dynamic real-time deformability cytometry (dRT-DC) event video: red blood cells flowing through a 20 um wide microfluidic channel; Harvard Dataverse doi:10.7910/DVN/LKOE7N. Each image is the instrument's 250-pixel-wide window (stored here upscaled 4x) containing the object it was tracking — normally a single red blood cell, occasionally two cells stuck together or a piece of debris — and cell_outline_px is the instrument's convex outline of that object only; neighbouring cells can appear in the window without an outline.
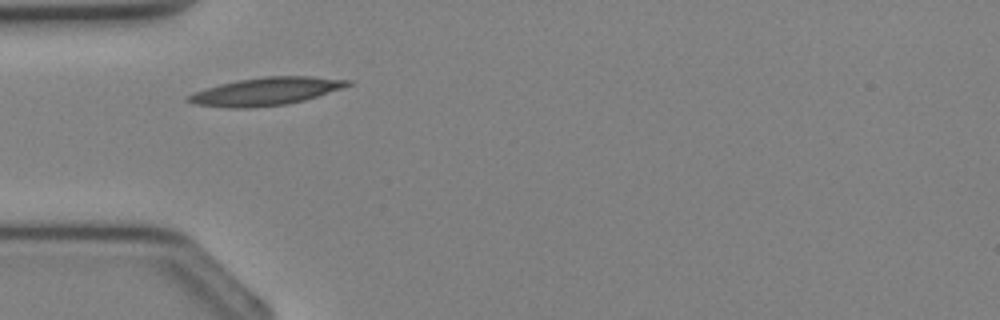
{"species": "Egyptian fruit bat (a non-hibernating species)", "species_latin": "Rousettus aegyptiacus", "temperature_condition": "cold", "stored_images_in_passage": 22, "camera_frame_rate_fps": 3000, "um_per_image_px": 0.085, "animal": {"sex": "female"}, "frame": {"image": 1, "passage_image": 1, "time_ms": 0.0, "image_size_px": [1000, 320], "cell_outline_px": [[352, 84], [344, 88], [304, 100], [288, 104], [248, 108], [228, 108], [196, 104], [184, 100], [184, 96], [220, 84], [240, 80], [264, 76], [312, 76], [352, 80]], "centroid_in_image_um": [22.63, 7.77], "position_along_channel_um": 62.4, "area_um2": 25.84}}
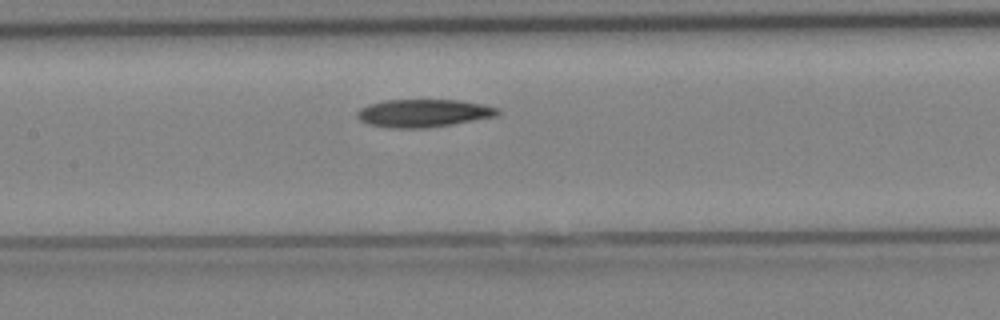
{"frame": {"image": 2, "passage_image": 7, "time_ms": 2.0, "image_size_px": [1000, 320], "cell_outline_px": [[504, 112], [496, 116], [452, 124], [428, 128], [388, 128], [368, 124], [360, 120], [356, 116], [356, 112], [360, 108], [368, 104], [384, 100], [456, 100], [484, 104], [500, 108]], "centroid_in_image_um": [36.0, 9.62], "position_along_channel_um": 171.4, "area_um2": 23.06}}
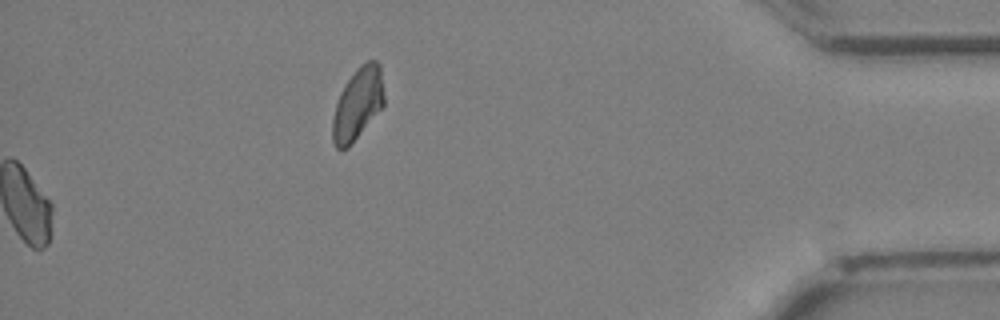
{"frame": {"image": 3, "passage_image": 22, "time_ms": 7.0, "image_size_px": [1000, 320], "cell_outline_px": [[384, 104], [348, 148], [336, 148], [332, 140], [332, 120], [336, 104], [340, 92], [356, 68], [360, 64], [368, 60], [376, 60], [380, 64], [384, 96]], "centroid_in_image_um": [30.4, 8.8], "position_along_channel_um": 404.8, "area_um2": 21.39}}